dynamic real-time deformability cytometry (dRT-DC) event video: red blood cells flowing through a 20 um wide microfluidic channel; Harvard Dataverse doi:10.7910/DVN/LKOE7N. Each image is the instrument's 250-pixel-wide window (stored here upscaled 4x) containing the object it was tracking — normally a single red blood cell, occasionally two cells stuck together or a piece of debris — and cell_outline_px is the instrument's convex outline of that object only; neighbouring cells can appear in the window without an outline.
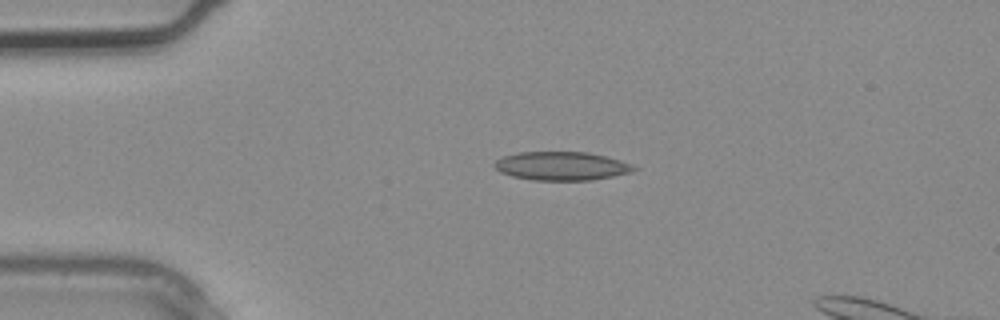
{"species": "common noctule bat (a hibernating species)", "species_latin": "Nyctalus noctula", "temperature_condition": "warm", "stored_images_in_passage": 2, "camera_frame_rate_fps": 3000, "um_per_image_px": 0.085, "animal": {"sex": "male", "body_mass_g": 20.4}, "frame": {"image": 1, "passage_image": 1, "time_ms": 0.0, "image_size_px": [1000, 320], "cell_outline_px": [[640, 168], [632, 172], [592, 180], [532, 180], [512, 176], [500, 172], [492, 164], [496, 160], [504, 156], [516, 152], [588, 152], [620, 160], [632, 164]], "centroid_in_image_um": [47.74, 14.11], "position_along_channel_um": 37.3, "area_um2": 23.29}}